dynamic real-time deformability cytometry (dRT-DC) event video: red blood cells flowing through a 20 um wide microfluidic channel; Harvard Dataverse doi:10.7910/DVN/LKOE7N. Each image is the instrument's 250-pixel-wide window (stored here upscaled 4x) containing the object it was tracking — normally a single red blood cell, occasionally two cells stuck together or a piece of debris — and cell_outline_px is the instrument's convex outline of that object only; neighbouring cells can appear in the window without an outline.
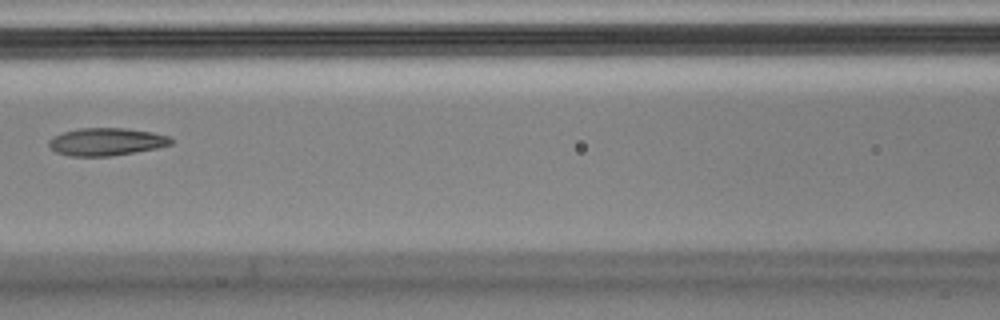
{"species": "Egyptian fruit bat (a non-hibernating species)", "species_latin": "Rousettus aegyptiacus", "temperature_condition": "cold", "stored_images_in_passage": 14, "camera_frame_rate_fps": 3000, "um_per_image_px": 0.085, "animal": {"sex": "male"}, "frame": {"image": 1, "passage_image": 6, "time_ms": 1.667, "image_size_px": [1000, 320], "cell_outline_px": [[172, 144], [156, 148], [112, 156], [68, 156], [56, 152], [48, 144], [48, 140], [52, 136], [64, 132], [80, 128], [124, 128], [152, 132], [172, 136]], "centroid_in_image_um": [9.04, 12.05], "position_along_channel_um": 157.6, "area_um2": 19.71}}
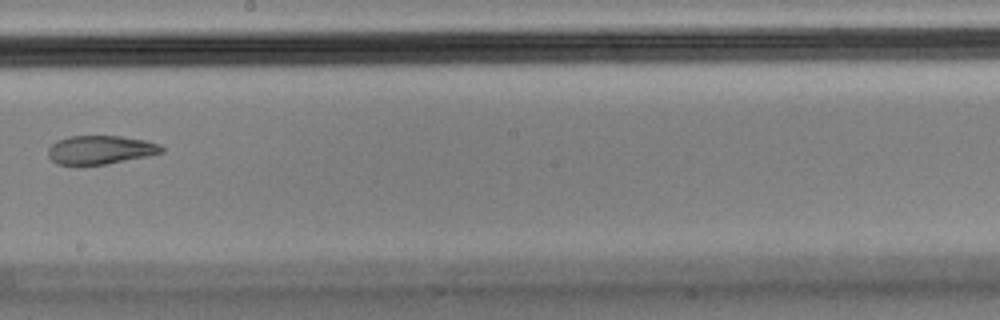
{"frame": {"image": 2, "passage_image": 8, "time_ms": 2.333, "image_size_px": [1000, 320], "cell_outline_px": [[164, 152], [148, 156], [104, 164], [76, 168], [56, 164], [48, 156], [48, 148], [56, 140], [68, 136], [120, 136], [144, 140], [160, 144], [164, 148]], "centroid_in_image_um": [8.47, 12.77], "position_along_channel_um": 239.7, "area_um2": 19.54}}